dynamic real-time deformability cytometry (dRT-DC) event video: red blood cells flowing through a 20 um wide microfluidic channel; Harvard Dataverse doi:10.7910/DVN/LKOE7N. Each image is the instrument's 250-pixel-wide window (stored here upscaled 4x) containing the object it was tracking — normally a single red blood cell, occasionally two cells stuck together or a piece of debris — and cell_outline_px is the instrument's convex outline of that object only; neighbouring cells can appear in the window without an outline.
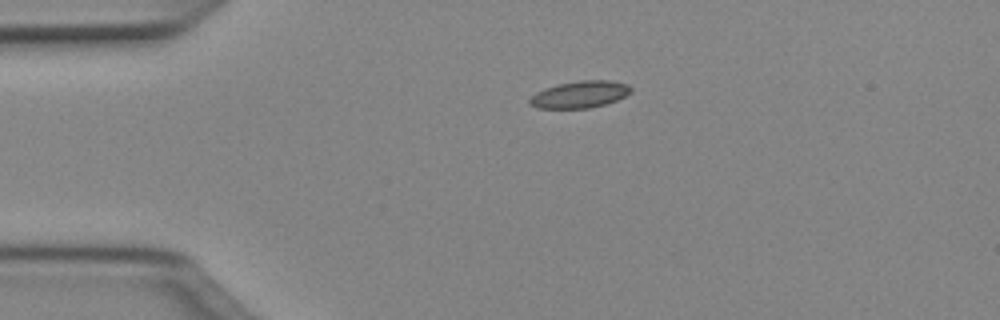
{"species": "Egyptian fruit bat (a non-hibernating species)", "species_latin": "Rousettus aegyptiacus", "temperature_condition": "cold", "stored_images_in_passage": 40, "camera_frame_rate_fps": 3000, "um_per_image_px": 0.085, "animal": {"sex": "female"}, "frame": {"image": 1, "passage_image": 1, "time_ms": 0.0, "image_size_px": [1000, 320], "cell_outline_px": [[632, 92], [616, 100], [604, 104], [588, 108], [536, 108], [528, 104], [528, 100], [536, 92], [544, 88], [560, 84], [580, 80], [612, 80], [628, 84], [632, 88]], "centroid_in_image_um": [49.28, 8.02], "position_along_channel_um": 35.7, "area_um2": 15.9}}
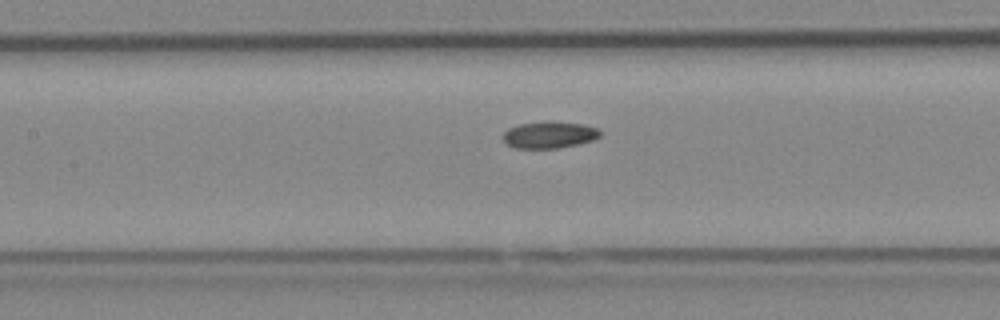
{"frame": {"image": 2, "passage_image": 13, "time_ms": 4.0, "image_size_px": [1000, 320], "cell_outline_px": [[600, 136], [592, 140], [560, 148], [516, 148], [508, 144], [504, 140], [504, 132], [508, 128], [516, 124], [552, 120], [584, 124], [596, 128], [600, 132]], "centroid_in_image_um": [46.68, 11.44], "position_along_channel_um": 160.7, "area_um2": 15.2}}
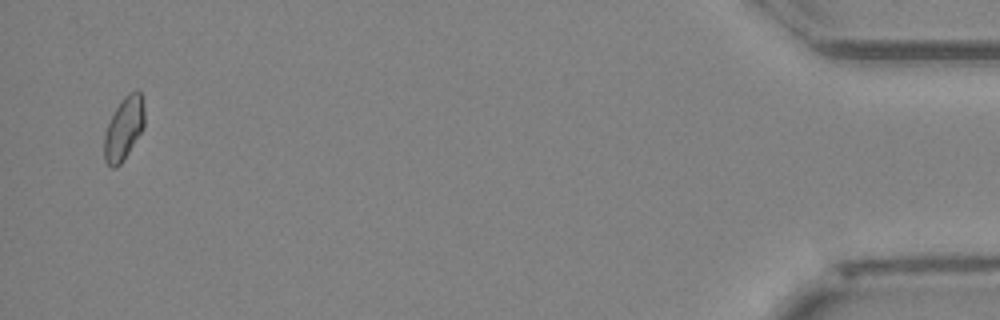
{"frame": {"image": 3, "passage_image": 39, "time_ms": 12.667, "image_size_px": [1000, 320], "cell_outline_px": [[144, 128], [124, 160], [116, 168], [112, 168], [104, 160], [104, 132], [120, 100], [128, 92], [140, 92], [144, 108]], "centroid_in_image_um": [10.52, 10.95], "position_along_channel_um": 424.7, "area_um2": 14.8}, "authors_computed_cell_mechanics": {"area_um2": 15.0569, "velocity_mm_per_s": 4.0306, "shape_relaxation_time_tau1_ms": null, "shape_relaxation_time_tau2_ms": 4.6641, "deformation_change_tau1": null, "deformation_change_tau2": 0.0779}}